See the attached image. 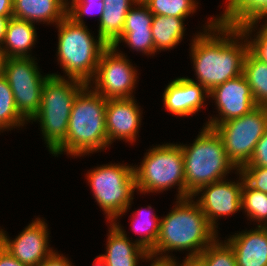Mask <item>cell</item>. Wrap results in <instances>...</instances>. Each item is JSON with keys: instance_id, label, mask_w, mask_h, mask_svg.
I'll return each mask as SVG.
<instances>
[{"instance_id": "obj_14", "label": "cell", "mask_w": 267, "mask_h": 266, "mask_svg": "<svg viewBox=\"0 0 267 266\" xmlns=\"http://www.w3.org/2000/svg\"><path fill=\"white\" fill-rule=\"evenodd\" d=\"M48 224L39 217L14 239L0 229V245L26 266H39L55 250L49 246ZM3 230V231H2Z\"/></svg>"}, {"instance_id": "obj_37", "label": "cell", "mask_w": 267, "mask_h": 266, "mask_svg": "<svg viewBox=\"0 0 267 266\" xmlns=\"http://www.w3.org/2000/svg\"><path fill=\"white\" fill-rule=\"evenodd\" d=\"M184 258L182 263H178L176 258L173 259L175 266H206V263L199 256H187Z\"/></svg>"}, {"instance_id": "obj_8", "label": "cell", "mask_w": 267, "mask_h": 266, "mask_svg": "<svg viewBox=\"0 0 267 266\" xmlns=\"http://www.w3.org/2000/svg\"><path fill=\"white\" fill-rule=\"evenodd\" d=\"M87 174L86 179L97 204L104 211L109 223L117 222L118 217H122L130 209L134 199V166L111 163L90 169Z\"/></svg>"}, {"instance_id": "obj_11", "label": "cell", "mask_w": 267, "mask_h": 266, "mask_svg": "<svg viewBox=\"0 0 267 266\" xmlns=\"http://www.w3.org/2000/svg\"><path fill=\"white\" fill-rule=\"evenodd\" d=\"M137 79V69L125 54L113 46H107L100 55L96 74L88 85L94 83L92 89L106 99L131 98L134 97Z\"/></svg>"}, {"instance_id": "obj_29", "label": "cell", "mask_w": 267, "mask_h": 266, "mask_svg": "<svg viewBox=\"0 0 267 266\" xmlns=\"http://www.w3.org/2000/svg\"><path fill=\"white\" fill-rule=\"evenodd\" d=\"M206 266H237L235 253L231 245L218 236L198 255Z\"/></svg>"}, {"instance_id": "obj_43", "label": "cell", "mask_w": 267, "mask_h": 266, "mask_svg": "<svg viewBox=\"0 0 267 266\" xmlns=\"http://www.w3.org/2000/svg\"><path fill=\"white\" fill-rule=\"evenodd\" d=\"M137 2H145L146 0H136Z\"/></svg>"}, {"instance_id": "obj_41", "label": "cell", "mask_w": 267, "mask_h": 266, "mask_svg": "<svg viewBox=\"0 0 267 266\" xmlns=\"http://www.w3.org/2000/svg\"><path fill=\"white\" fill-rule=\"evenodd\" d=\"M6 60L5 54L0 49V77L4 75V63Z\"/></svg>"}, {"instance_id": "obj_30", "label": "cell", "mask_w": 267, "mask_h": 266, "mask_svg": "<svg viewBox=\"0 0 267 266\" xmlns=\"http://www.w3.org/2000/svg\"><path fill=\"white\" fill-rule=\"evenodd\" d=\"M121 42H125L132 50L142 52L144 55L151 56L157 52L151 30L122 31L121 36L111 46L117 48Z\"/></svg>"}, {"instance_id": "obj_27", "label": "cell", "mask_w": 267, "mask_h": 266, "mask_svg": "<svg viewBox=\"0 0 267 266\" xmlns=\"http://www.w3.org/2000/svg\"><path fill=\"white\" fill-rule=\"evenodd\" d=\"M242 210L250 221H257V226L267 227V194L250 188L243 180Z\"/></svg>"}, {"instance_id": "obj_39", "label": "cell", "mask_w": 267, "mask_h": 266, "mask_svg": "<svg viewBox=\"0 0 267 266\" xmlns=\"http://www.w3.org/2000/svg\"><path fill=\"white\" fill-rule=\"evenodd\" d=\"M10 17L0 16V48L3 45Z\"/></svg>"}, {"instance_id": "obj_20", "label": "cell", "mask_w": 267, "mask_h": 266, "mask_svg": "<svg viewBox=\"0 0 267 266\" xmlns=\"http://www.w3.org/2000/svg\"><path fill=\"white\" fill-rule=\"evenodd\" d=\"M68 0H13V17L33 23L58 24L67 15Z\"/></svg>"}, {"instance_id": "obj_12", "label": "cell", "mask_w": 267, "mask_h": 266, "mask_svg": "<svg viewBox=\"0 0 267 266\" xmlns=\"http://www.w3.org/2000/svg\"><path fill=\"white\" fill-rule=\"evenodd\" d=\"M226 3L224 12L244 33L249 44V51L256 58L267 63V20L260 25L262 28H258L256 35H253L255 38L251 37L255 28L257 30V23L264 17L267 18V0H226Z\"/></svg>"}, {"instance_id": "obj_6", "label": "cell", "mask_w": 267, "mask_h": 266, "mask_svg": "<svg viewBox=\"0 0 267 266\" xmlns=\"http://www.w3.org/2000/svg\"><path fill=\"white\" fill-rule=\"evenodd\" d=\"M57 56L68 78L89 84L94 78L102 51L108 46L92 36L85 24L75 23L67 15L57 24Z\"/></svg>"}, {"instance_id": "obj_1", "label": "cell", "mask_w": 267, "mask_h": 266, "mask_svg": "<svg viewBox=\"0 0 267 266\" xmlns=\"http://www.w3.org/2000/svg\"><path fill=\"white\" fill-rule=\"evenodd\" d=\"M203 30L193 37L190 48L197 81L188 79L210 92L243 74L249 44L244 33L225 12L217 18H209Z\"/></svg>"}, {"instance_id": "obj_19", "label": "cell", "mask_w": 267, "mask_h": 266, "mask_svg": "<svg viewBox=\"0 0 267 266\" xmlns=\"http://www.w3.org/2000/svg\"><path fill=\"white\" fill-rule=\"evenodd\" d=\"M256 227L226 240L235 253L237 266H267V227Z\"/></svg>"}, {"instance_id": "obj_25", "label": "cell", "mask_w": 267, "mask_h": 266, "mask_svg": "<svg viewBox=\"0 0 267 266\" xmlns=\"http://www.w3.org/2000/svg\"><path fill=\"white\" fill-rule=\"evenodd\" d=\"M147 207L143 208L144 210L138 209L134 215L132 214L131 227L135 233L141 234L140 238L135 241L149 253L154 248L158 238L160 219L156 214L150 212L152 210L151 206ZM142 215L145 217L143 216V218Z\"/></svg>"}, {"instance_id": "obj_9", "label": "cell", "mask_w": 267, "mask_h": 266, "mask_svg": "<svg viewBox=\"0 0 267 266\" xmlns=\"http://www.w3.org/2000/svg\"><path fill=\"white\" fill-rule=\"evenodd\" d=\"M213 129L222 139L228 158L239 170L248 164L256 144L267 131V107L257 106L250 113L222 122Z\"/></svg>"}, {"instance_id": "obj_17", "label": "cell", "mask_w": 267, "mask_h": 266, "mask_svg": "<svg viewBox=\"0 0 267 266\" xmlns=\"http://www.w3.org/2000/svg\"><path fill=\"white\" fill-rule=\"evenodd\" d=\"M205 98H209V92L201 84L189 80L188 77L171 80L163 93L165 109L179 117L196 114L203 105L205 106Z\"/></svg>"}, {"instance_id": "obj_10", "label": "cell", "mask_w": 267, "mask_h": 266, "mask_svg": "<svg viewBox=\"0 0 267 266\" xmlns=\"http://www.w3.org/2000/svg\"><path fill=\"white\" fill-rule=\"evenodd\" d=\"M33 57H8L4 63V76L14 95L20 116L29 122L38 114L41 106L44 81L50 75L40 73Z\"/></svg>"}, {"instance_id": "obj_7", "label": "cell", "mask_w": 267, "mask_h": 266, "mask_svg": "<svg viewBox=\"0 0 267 266\" xmlns=\"http://www.w3.org/2000/svg\"><path fill=\"white\" fill-rule=\"evenodd\" d=\"M136 190L140 193L166 191L178 186L177 199L186 198L185 168L180 144L158 145L145 153L134 167Z\"/></svg>"}, {"instance_id": "obj_32", "label": "cell", "mask_w": 267, "mask_h": 266, "mask_svg": "<svg viewBox=\"0 0 267 266\" xmlns=\"http://www.w3.org/2000/svg\"><path fill=\"white\" fill-rule=\"evenodd\" d=\"M67 2V16L75 23L85 24L83 18L85 15L99 14L101 19L104 11V0H71Z\"/></svg>"}, {"instance_id": "obj_40", "label": "cell", "mask_w": 267, "mask_h": 266, "mask_svg": "<svg viewBox=\"0 0 267 266\" xmlns=\"http://www.w3.org/2000/svg\"><path fill=\"white\" fill-rule=\"evenodd\" d=\"M150 266H175L174 260L152 259Z\"/></svg>"}, {"instance_id": "obj_31", "label": "cell", "mask_w": 267, "mask_h": 266, "mask_svg": "<svg viewBox=\"0 0 267 266\" xmlns=\"http://www.w3.org/2000/svg\"><path fill=\"white\" fill-rule=\"evenodd\" d=\"M153 16L144 2H137L127 13L122 31L151 30Z\"/></svg>"}, {"instance_id": "obj_15", "label": "cell", "mask_w": 267, "mask_h": 266, "mask_svg": "<svg viewBox=\"0 0 267 266\" xmlns=\"http://www.w3.org/2000/svg\"><path fill=\"white\" fill-rule=\"evenodd\" d=\"M209 97L215 100L219 112V117H210L204 124L209 128L239 118L257 107L250 86L243 74L214 87L209 92Z\"/></svg>"}, {"instance_id": "obj_38", "label": "cell", "mask_w": 267, "mask_h": 266, "mask_svg": "<svg viewBox=\"0 0 267 266\" xmlns=\"http://www.w3.org/2000/svg\"><path fill=\"white\" fill-rule=\"evenodd\" d=\"M0 16L13 17V0H0Z\"/></svg>"}, {"instance_id": "obj_23", "label": "cell", "mask_w": 267, "mask_h": 266, "mask_svg": "<svg viewBox=\"0 0 267 266\" xmlns=\"http://www.w3.org/2000/svg\"><path fill=\"white\" fill-rule=\"evenodd\" d=\"M184 18L154 15L151 31L155 50H170L177 46L185 33Z\"/></svg>"}, {"instance_id": "obj_28", "label": "cell", "mask_w": 267, "mask_h": 266, "mask_svg": "<svg viewBox=\"0 0 267 266\" xmlns=\"http://www.w3.org/2000/svg\"><path fill=\"white\" fill-rule=\"evenodd\" d=\"M153 15L186 18L195 13L196 0H146L144 2Z\"/></svg>"}, {"instance_id": "obj_36", "label": "cell", "mask_w": 267, "mask_h": 266, "mask_svg": "<svg viewBox=\"0 0 267 266\" xmlns=\"http://www.w3.org/2000/svg\"><path fill=\"white\" fill-rule=\"evenodd\" d=\"M0 266H26L0 245Z\"/></svg>"}, {"instance_id": "obj_34", "label": "cell", "mask_w": 267, "mask_h": 266, "mask_svg": "<svg viewBox=\"0 0 267 266\" xmlns=\"http://www.w3.org/2000/svg\"><path fill=\"white\" fill-rule=\"evenodd\" d=\"M243 167H267V131L256 144L252 158Z\"/></svg>"}, {"instance_id": "obj_24", "label": "cell", "mask_w": 267, "mask_h": 266, "mask_svg": "<svg viewBox=\"0 0 267 266\" xmlns=\"http://www.w3.org/2000/svg\"><path fill=\"white\" fill-rule=\"evenodd\" d=\"M245 76L257 106L267 107V63L247 52L243 65Z\"/></svg>"}, {"instance_id": "obj_16", "label": "cell", "mask_w": 267, "mask_h": 266, "mask_svg": "<svg viewBox=\"0 0 267 266\" xmlns=\"http://www.w3.org/2000/svg\"><path fill=\"white\" fill-rule=\"evenodd\" d=\"M135 97L107 99L106 132L109 145L114 140L136 141L141 126L142 111Z\"/></svg>"}, {"instance_id": "obj_42", "label": "cell", "mask_w": 267, "mask_h": 266, "mask_svg": "<svg viewBox=\"0 0 267 266\" xmlns=\"http://www.w3.org/2000/svg\"><path fill=\"white\" fill-rule=\"evenodd\" d=\"M92 266H108L105 260L101 257V255L96 256V259L93 261Z\"/></svg>"}, {"instance_id": "obj_26", "label": "cell", "mask_w": 267, "mask_h": 266, "mask_svg": "<svg viewBox=\"0 0 267 266\" xmlns=\"http://www.w3.org/2000/svg\"><path fill=\"white\" fill-rule=\"evenodd\" d=\"M25 124H27L26 121L17 111L14 95L7 78L3 75L0 77V131L19 128Z\"/></svg>"}, {"instance_id": "obj_4", "label": "cell", "mask_w": 267, "mask_h": 266, "mask_svg": "<svg viewBox=\"0 0 267 266\" xmlns=\"http://www.w3.org/2000/svg\"><path fill=\"white\" fill-rule=\"evenodd\" d=\"M194 140L190 146L180 144L184 159L186 198L192 197L202 186L226 179L231 170L238 171L213 128L203 126Z\"/></svg>"}, {"instance_id": "obj_22", "label": "cell", "mask_w": 267, "mask_h": 266, "mask_svg": "<svg viewBox=\"0 0 267 266\" xmlns=\"http://www.w3.org/2000/svg\"><path fill=\"white\" fill-rule=\"evenodd\" d=\"M136 0H104V11L99 20L98 36L111 46L120 36L125 18Z\"/></svg>"}, {"instance_id": "obj_5", "label": "cell", "mask_w": 267, "mask_h": 266, "mask_svg": "<svg viewBox=\"0 0 267 266\" xmlns=\"http://www.w3.org/2000/svg\"><path fill=\"white\" fill-rule=\"evenodd\" d=\"M86 85L56 73L44 81L40 110L32 121L40 122L42 137L51 154L66 140L73 101Z\"/></svg>"}, {"instance_id": "obj_2", "label": "cell", "mask_w": 267, "mask_h": 266, "mask_svg": "<svg viewBox=\"0 0 267 266\" xmlns=\"http://www.w3.org/2000/svg\"><path fill=\"white\" fill-rule=\"evenodd\" d=\"M192 199H177L173 209L160 219L158 238L149 252L151 259L173 260L176 257L165 253L174 250H187L190 251L187 256H198L218 236L199 204Z\"/></svg>"}, {"instance_id": "obj_35", "label": "cell", "mask_w": 267, "mask_h": 266, "mask_svg": "<svg viewBox=\"0 0 267 266\" xmlns=\"http://www.w3.org/2000/svg\"><path fill=\"white\" fill-rule=\"evenodd\" d=\"M39 266H73V264L66 256L54 251Z\"/></svg>"}, {"instance_id": "obj_21", "label": "cell", "mask_w": 267, "mask_h": 266, "mask_svg": "<svg viewBox=\"0 0 267 266\" xmlns=\"http://www.w3.org/2000/svg\"><path fill=\"white\" fill-rule=\"evenodd\" d=\"M36 39L37 33L35 23L10 17L5 39L0 49L5 54L6 58L32 57L30 52L34 44H36Z\"/></svg>"}, {"instance_id": "obj_13", "label": "cell", "mask_w": 267, "mask_h": 266, "mask_svg": "<svg viewBox=\"0 0 267 266\" xmlns=\"http://www.w3.org/2000/svg\"><path fill=\"white\" fill-rule=\"evenodd\" d=\"M238 182L221 180L202 186L192 198H196L201 192V197L196 199L208 223L217 232L218 217L229 216L242 210V186L243 177L239 171ZM218 219V220H217ZM217 228V229H216Z\"/></svg>"}, {"instance_id": "obj_18", "label": "cell", "mask_w": 267, "mask_h": 266, "mask_svg": "<svg viewBox=\"0 0 267 266\" xmlns=\"http://www.w3.org/2000/svg\"><path fill=\"white\" fill-rule=\"evenodd\" d=\"M109 226L106 253L101 254L108 266H138L140 259L152 260L143 247L136 241L131 242L118 222H112Z\"/></svg>"}, {"instance_id": "obj_3", "label": "cell", "mask_w": 267, "mask_h": 266, "mask_svg": "<svg viewBox=\"0 0 267 266\" xmlns=\"http://www.w3.org/2000/svg\"><path fill=\"white\" fill-rule=\"evenodd\" d=\"M107 99L86 85L73 101L66 140L52 153L84 156L108 148Z\"/></svg>"}, {"instance_id": "obj_33", "label": "cell", "mask_w": 267, "mask_h": 266, "mask_svg": "<svg viewBox=\"0 0 267 266\" xmlns=\"http://www.w3.org/2000/svg\"><path fill=\"white\" fill-rule=\"evenodd\" d=\"M238 171L250 188L267 194V167H241Z\"/></svg>"}]
</instances>
